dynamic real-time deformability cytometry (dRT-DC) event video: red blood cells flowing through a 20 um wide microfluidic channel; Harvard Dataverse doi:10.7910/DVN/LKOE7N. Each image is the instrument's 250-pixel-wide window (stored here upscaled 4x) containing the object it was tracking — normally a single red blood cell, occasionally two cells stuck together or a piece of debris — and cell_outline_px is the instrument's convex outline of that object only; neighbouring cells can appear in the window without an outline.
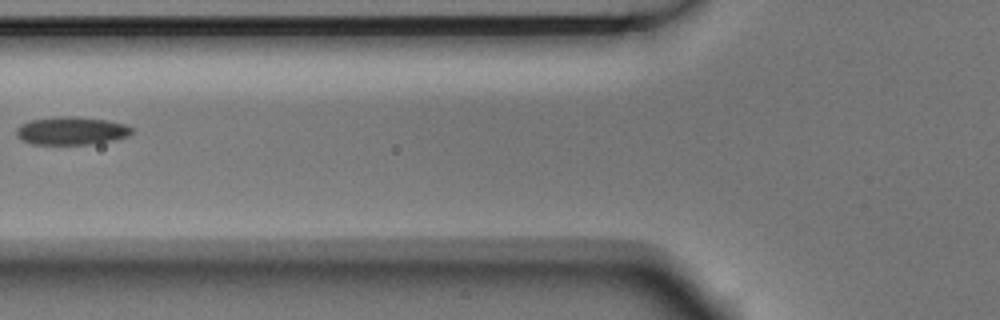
{"species": "Egyptian fruit bat (a non-hibernating species)", "species_latin": "Rousettus aegyptiacus", "temperature_condition": "room temperature", "stored_images_in_passage": 7, "camera_frame_rate_fps": 3000, "um_per_image_px": 0.085, "animal": {"sex": "male"}, "frame": {"image": 1, "passage_image": 6, "time_ms": 1.667, "image_size_px": [1000, 320], "cell_outline_px": [[136, 128], [128, 136], [112, 140], [88, 144], [32, 144], [16, 136], [16, 128], [20, 124], [32, 120], [52, 116], [72, 116], [108, 120], [124, 124]], "centroid_in_image_um": [6.07, 11.1], "position_along_channel_um": 119.7, "area_um2": 18.9}}
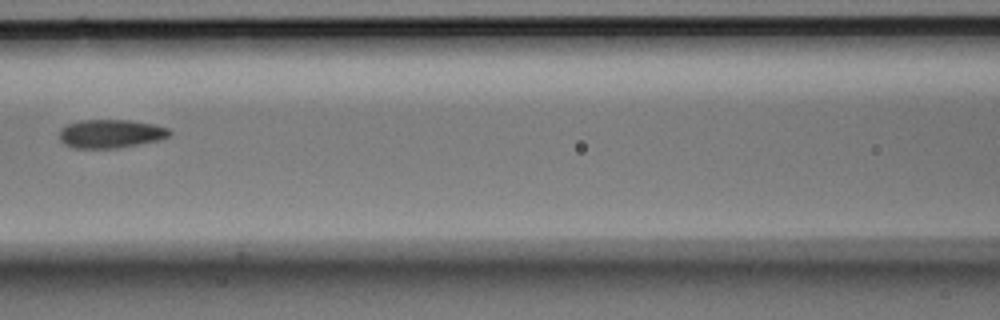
{"frame": {"image": 2, "passage_image": 7, "time_ms": 2.0, "image_size_px": [1000, 320], "cell_outline_px": [[172, 132], [168, 136], [160, 140], [120, 148], [72, 148], [64, 144], [60, 140], [60, 128], [68, 124], [80, 120], [128, 120], [152, 124], [168, 128]], "centroid_in_image_um": [9.39, 11.37], "position_along_channel_um": 157.2, "area_um2": 18.38}}